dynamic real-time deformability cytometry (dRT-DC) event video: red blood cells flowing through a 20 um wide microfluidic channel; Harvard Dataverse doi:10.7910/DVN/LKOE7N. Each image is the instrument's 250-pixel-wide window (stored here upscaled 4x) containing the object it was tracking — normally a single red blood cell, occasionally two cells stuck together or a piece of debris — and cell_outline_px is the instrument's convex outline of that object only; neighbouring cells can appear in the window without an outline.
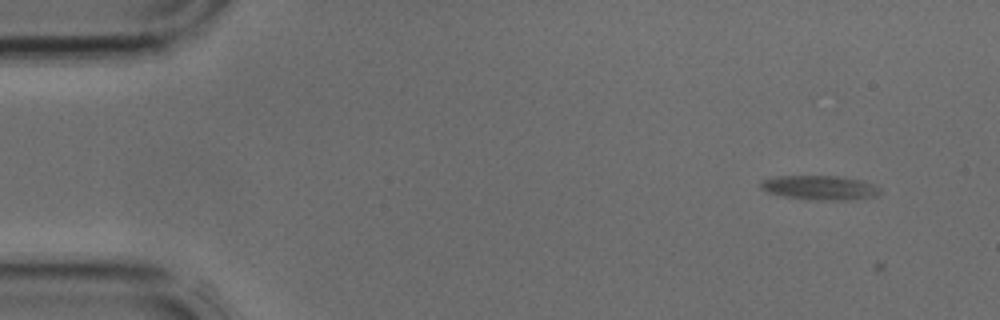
{"species": "common noctule bat (a hibernating species)", "species_latin": "Nyctalus noctula", "temperature_condition": "cold", "stored_images_in_passage": 4, "camera_frame_rate_fps": 3000, "um_per_image_px": 0.085, "animal": {"sex": "male", "body_mass_g": 17.9, "forearm_length_mm": 54.2}, "frame": {"image": 1, "passage_image": 1, "time_ms": 0.0, "image_size_px": [1000, 320], "cell_outline_px": [[880, 192], [876, 196], [836, 200], [812, 200], [784, 196], [768, 192], [760, 188], [760, 180], [776, 176], [836, 176], [860, 180], [872, 184], [880, 188]], "centroid_in_image_um": [69.62, 15.94], "position_along_channel_um": 15.4, "area_um2": 16.7}}
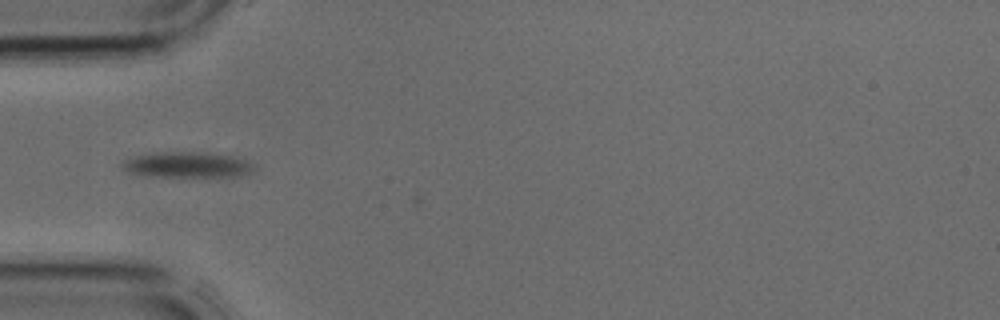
{"frame": {"image": 2, "passage_image": 4, "time_ms": 1.0, "image_size_px": [1000, 320], "cell_outline_px": [[256, 168], [252, 172], [236, 176], [164, 176], [132, 172], [124, 168], [120, 164], [124, 160], [136, 156], [160, 152], [192, 152], [232, 156], [248, 160], [256, 164]], "centroid_in_image_um": [16.02, 14.0], "position_along_channel_um": 69.0, "area_um2": 19.07}}